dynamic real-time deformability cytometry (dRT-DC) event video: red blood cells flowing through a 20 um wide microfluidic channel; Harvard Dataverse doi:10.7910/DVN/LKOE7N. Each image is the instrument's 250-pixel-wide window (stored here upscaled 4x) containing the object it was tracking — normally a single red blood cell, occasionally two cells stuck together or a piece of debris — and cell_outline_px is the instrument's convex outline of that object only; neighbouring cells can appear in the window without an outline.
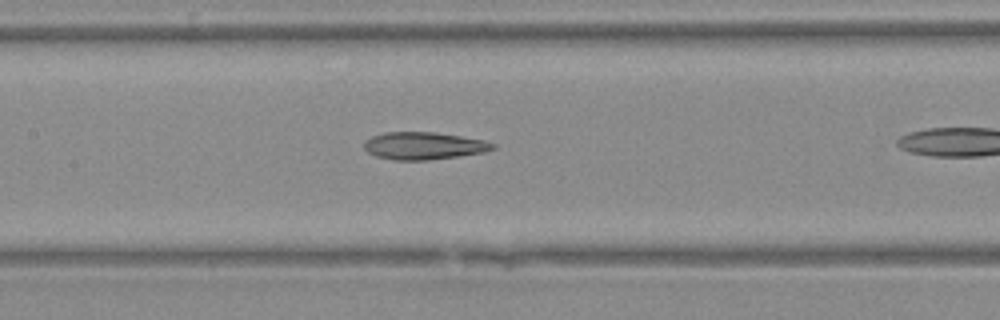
{"species": "Egyptian fruit bat (a non-hibernating species)", "species_latin": "Rousettus aegyptiacus", "temperature_condition": "warm", "stored_images_in_passage": 14, "camera_frame_rate_fps": 3000, "um_per_image_px": 0.085, "animal": {"sex": "female"}, "frame": {"image": 1, "passage_image": 8, "time_ms": 2.333, "image_size_px": [1000, 320], "cell_outline_px": [[496, 148], [484, 152], [460, 156], [428, 160], [396, 160], [376, 156], [368, 152], [364, 148], [364, 140], [372, 136], [384, 132], [436, 132], [484, 140], [496, 144]], "centroid_in_image_um": [36.02, 12.39], "position_along_channel_um": 171.4, "area_um2": 20.63}}
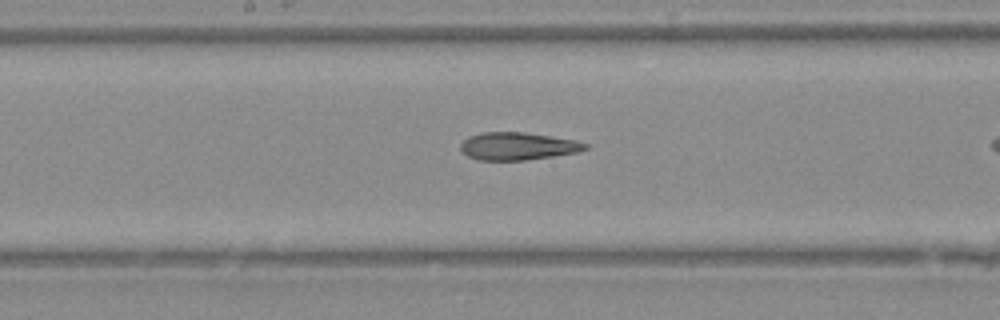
{"frame": {"image": 2, "passage_image": 10, "time_ms": 3.0, "image_size_px": [1000, 320], "cell_outline_px": [[588, 148], [576, 152], [552, 156], [524, 160], [480, 160], [468, 156], [460, 148], [460, 144], [468, 136], [484, 132], [524, 132], [576, 140], [588, 144]], "centroid_in_image_um": [44.0, 12.42], "position_along_channel_um": 204.2, "area_um2": 19.88}}